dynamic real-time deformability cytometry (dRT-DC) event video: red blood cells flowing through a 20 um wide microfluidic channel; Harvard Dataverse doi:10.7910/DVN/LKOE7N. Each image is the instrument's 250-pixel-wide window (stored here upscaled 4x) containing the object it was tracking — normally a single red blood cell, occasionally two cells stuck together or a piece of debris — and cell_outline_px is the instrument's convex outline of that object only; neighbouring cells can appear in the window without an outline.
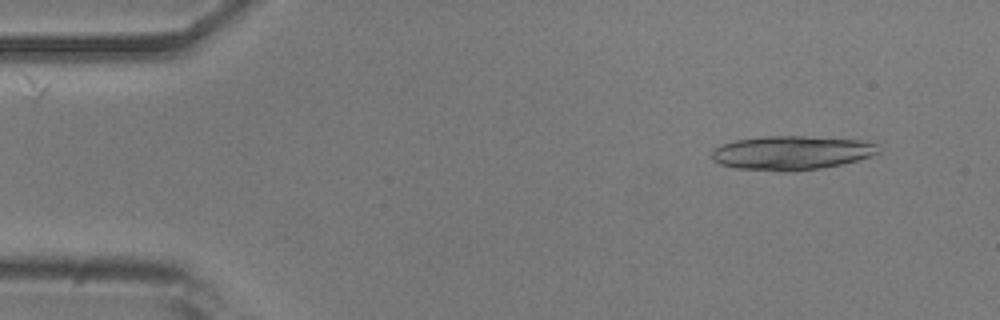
{"species": "common noctule bat (a hibernating species)", "species_latin": "Nyctalus noctula", "temperature_condition": "room temperature", "stored_images_in_passage": 32, "camera_frame_rate_fps": 3000, "um_per_image_px": 0.085, "animal": {"sex": "male", "body_mass_g": 20.5, "forearm_length_mm": 52.5}, "frame": {"image": 1, "passage_image": 3, "time_ms": 0.667, "image_size_px": [1000, 320], "cell_outline_px": [[880, 152], [872, 156], [840, 164], [820, 168], [784, 172], [780, 172], [736, 168], [720, 164], [712, 160], [712, 152], [716, 148], [724, 144], [736, 140], [760, 136], [804, 136], [864, 140], [876, 144]], "centroid_in_image_um": [67.28, 12.99], "position_along_channel_um": 17.7, "area_um2": 33.0}}
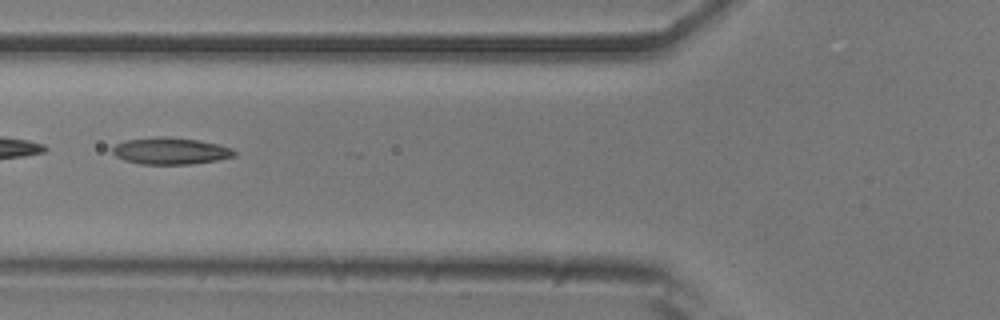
{"frame": {"image": 2, "passage_image": 18, "time_ms": 5.667, "image_size_px": [1000, 320], "cell_outline_px": [[236, 156], [216, 160], [192, 164], [140, 164], [124, 160], [116, 156], [112, 152], [112, 148], [116, 144], [124, 140], [156, 136], [168, 136], [196, 140], [216, 144], [232, 148], [236, 152]], "centroid_in_image_um": [14.46, 12.82], "position_along_channel_um": 111.3, "area_um2": 19.07}}
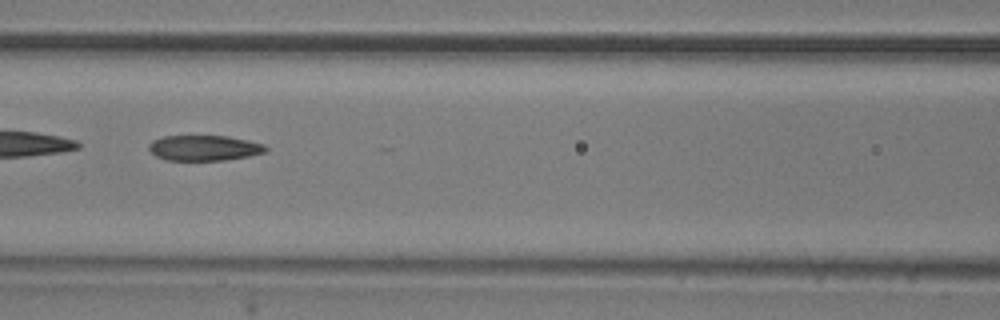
{"frame": {"image": 3, "passage_image": 21, "time_ms": 6.667, "image_size_px": [1000, 320], "cell_outline_px": [[268, 152], [248, 156], [224, 160], [164, 160], [156, 156], [148, 148], [148, 144], [152, 140], [164, 136], [228, 136], [248, 140], [264, 144], [268, 148]], "centroid_in_image_um": [17.36, 12.57], "position_along_channel_um": 149.2, "area_um2": 17.4}}